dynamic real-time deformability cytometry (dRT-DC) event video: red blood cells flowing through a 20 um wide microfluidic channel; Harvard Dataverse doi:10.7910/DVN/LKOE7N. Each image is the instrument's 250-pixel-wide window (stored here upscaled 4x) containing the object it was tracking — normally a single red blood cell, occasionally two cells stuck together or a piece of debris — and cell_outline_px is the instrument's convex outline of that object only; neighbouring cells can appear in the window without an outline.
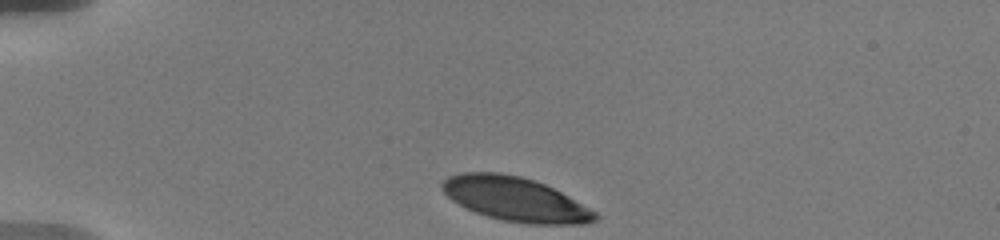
{"species": "human", "species_latin": "Homo sapiens", "temperature_condition": "warm", "stored_images_in_passage": 8, "camera_frame_rate_fps": 3000, "um_per_image_px": 0.085, "donor": {"sex": "male"}, "frame": {"image": 1, "passage_image": 1, "time_ms": 0.0, "image_size_px": [1000, 240], "cell_outline_px": [[600, 216], [596, 220], [588, 224], [528, 224], [504, 220], [488, 216], [476, 212], [452, 200], [440, 188], [440, 184], [448, 176], [464, 172], [496, 172], [520, 176], [544, 184], [568, 196], [596, 212]], "centroid_in_image_um": [43.8, 16.93], "position_along_channel_um": 41.2, "area_um2": 38.96}}
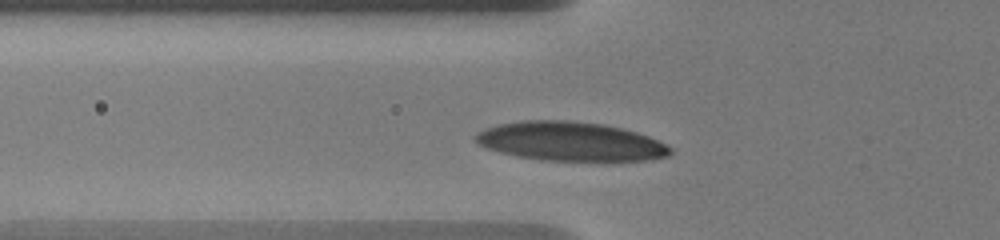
{"frame": {"image": 2, "passage_image": 5, "time_ms": 2.333, "image_size_px": [1000, 240], "cell_outline_px": [[672, 152], [668, 156], [648, 160], [620, 164], [604, 164], [540, 160], [516, 156], [484, 148], [476, 144], [476, 132], [500, 124], [524, 120], [564, 120], [600, 124], [620, 128], [636, 132], [648, 136], [672, 148]], "centroid_in_image_um": [48.55, 12.09], "position_along_channel_um": 77.3, "area_um2": 45.66}}
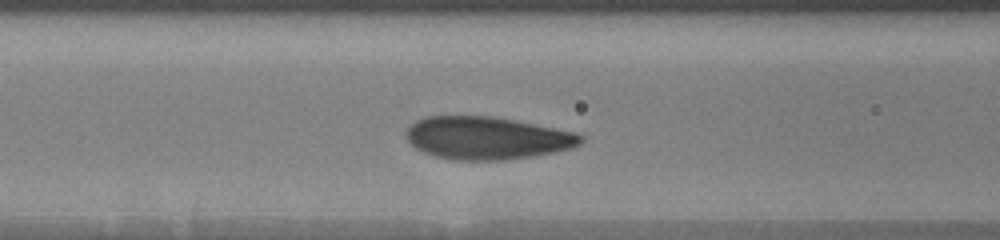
{"frame": {"image": 3, "passage_image": 7, "time_ms": 3.667, "image_size_px": [1000, 240], "cell_outline_px": [[584, 140], [580, 144], [572, 148], [556, 152], [508, 160], [452, 160], [436, 156], [424, 152], [416, 148], [408, 140], [408, 128], [416, 120], [428, 116], [488, 116], [512, 120], [572, 132], [584, 136]], "centroid_in_image_um": [41.4, 11.75], "position_along_channel_um": 125.2, "area_um2": 42.95}}